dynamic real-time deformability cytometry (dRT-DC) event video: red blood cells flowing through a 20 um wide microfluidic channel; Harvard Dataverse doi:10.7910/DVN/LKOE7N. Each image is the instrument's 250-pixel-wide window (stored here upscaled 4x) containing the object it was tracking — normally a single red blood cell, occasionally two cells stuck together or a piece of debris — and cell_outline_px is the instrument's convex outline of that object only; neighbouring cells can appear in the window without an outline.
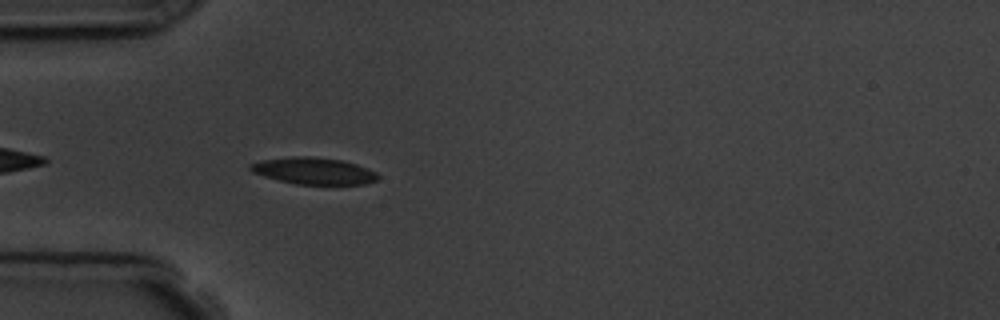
{"species": "common noctule bat (a hibernating species)", "species_latin": "Nyctalus noctula", "temperature_condition": "room temperature", "stored_images_in_passage": 5, "camera_frame_rate_fps": 3000, "um_per_image_px": 0.085, "animal": {"sex": "male", "body_mass_g": 19.5, "forearm_length_mm": 54.6}, "frame": {"image": 1, "passage_image": 5, "time_ms": 4.667, "image_size_px": [1000, 320], "cell_outline_px": [[380, 176], [376, 180], [364, 184], [296, 184], [264, 176], [252, 172], [248, 168], [248, 164], [264, 160], [292, 156], [312, 156], [340, 160], [356, 164], [376, 172]], "centroid_in_image_um": [26.65, 14.52], "position_along_channel_um": 58.3, "area_um2": 19.71}}